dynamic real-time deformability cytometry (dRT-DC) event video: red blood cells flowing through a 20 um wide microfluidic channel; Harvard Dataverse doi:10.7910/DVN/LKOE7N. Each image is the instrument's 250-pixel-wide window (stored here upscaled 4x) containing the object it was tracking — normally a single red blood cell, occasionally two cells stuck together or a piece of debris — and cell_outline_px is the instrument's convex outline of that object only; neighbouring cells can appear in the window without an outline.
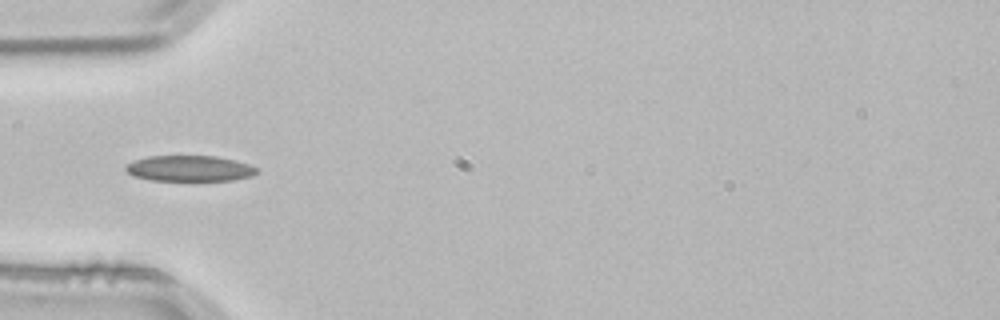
{"species": "common noctule bat (a hibernating species)", "species_latin": "Nyctalus noctula", "temperature_condition": "room temperature", "stored_images_in_passage": 1, "camera_frame_rate_fps": 3000, "um_per_image_px": 0.085, "animal": {"sex": "male", "body_mass_g": 21.5, "forearm_length_mm": 52.0}, "frame": {"image": 1, "passage_image": 1, "time_ms": 0.0, "image_size_px": [1000, 320], "cell_outline_px": [[256, 172], [252, 176], [232, 180], [152, 180], [132, 176], [124, 168], [132, 160], [148, 156], [216, 156], [248, 164], [256, 168]], "centroid_in_image_um": [16.05, 14.31], "position_along_channel_um": 68.9, "area_um2": 19.48}}